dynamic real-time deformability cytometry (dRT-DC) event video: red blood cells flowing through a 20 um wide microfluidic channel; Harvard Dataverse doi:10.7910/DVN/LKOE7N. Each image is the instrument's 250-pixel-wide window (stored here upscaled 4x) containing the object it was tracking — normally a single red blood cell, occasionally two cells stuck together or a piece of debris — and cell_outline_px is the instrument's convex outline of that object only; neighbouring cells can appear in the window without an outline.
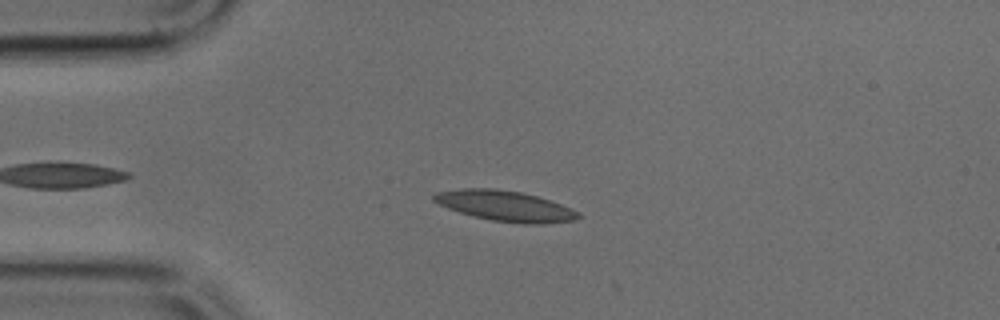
{"species": "common noctule bat (a hibernating species)", "species_latin": "Nyctalus noctula", "temperature_condition": "cold", "stored_images_in_passage": 41, "camera_frame_rate_fps": 3000, "um_per_image_px": 0.085, "animal": {"sex": "male", "body_mass_g": 17.9, "forearm_length_mm": 54.2}, "frame": {"image": 1, "passage_image": 7, "time_ms": 2.0, "image_size_px": [1000, 320], "cell_outline_px": [[584, 216], [576, 220], [544, 224], [524, 224], [492, 220], [460, 212], [448, 208], [432, 200], [432, 196], [436, 192], [464, 188], [496, 188], [524, 192], [560, 204], [580, 212]], "centroid_in_image_um": [42.98, 17.5], "position_along_channel_um": 42.0, "area_um2": 25.66}}
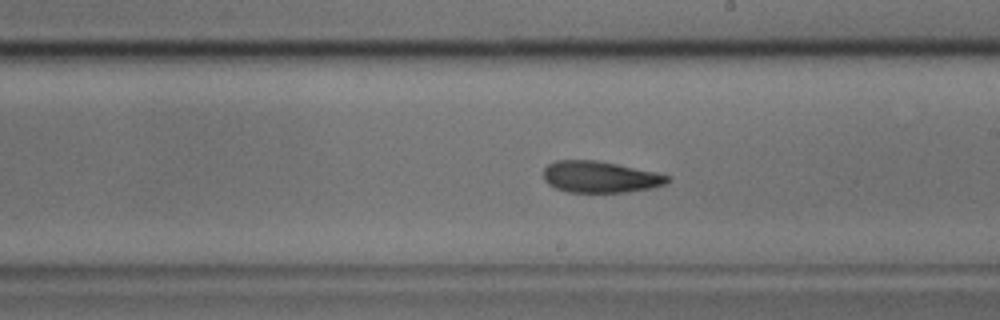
{"frame": {"image": 2, "passage_image": 23, "time_ms": 7.333, "image_size_px": [1000, 320], "cell_outline_px": [[672, 180], [664, 184], [652, 188], [624, 192], [568, 192], [556, 188], [548, 184], [544, 180], [544, 168], [548, 164], [556, 160], [596, 160], [656, 172], [672, 176]], "centroid_in_image_um": [51.02, 15.04], "position_along_channel_um": 238.0, "area_um2": 22.77}}
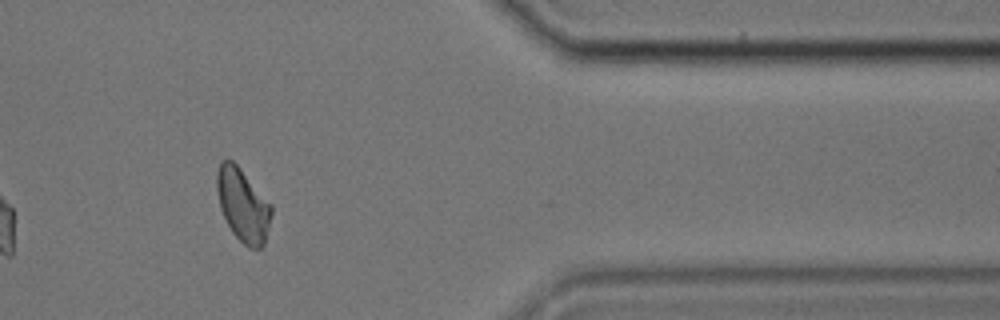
{"frame": {"image": 3, "passage_image": 36, "time_ms": 11.667, "image_size_px": [1000, 320], "cell_outline_px": [[272, 212], [264, 244], [260, 248], [248, 248], [232, 232], [220, 208], [216, 188], [216, 172], [220, 164], [224, 160], [232, 160], [240, 168], [272, 204]], "centroid_in_image_um": [20.65, 17.42], "position_along_channel_um": 390.8, "area_um2": 23.06}}